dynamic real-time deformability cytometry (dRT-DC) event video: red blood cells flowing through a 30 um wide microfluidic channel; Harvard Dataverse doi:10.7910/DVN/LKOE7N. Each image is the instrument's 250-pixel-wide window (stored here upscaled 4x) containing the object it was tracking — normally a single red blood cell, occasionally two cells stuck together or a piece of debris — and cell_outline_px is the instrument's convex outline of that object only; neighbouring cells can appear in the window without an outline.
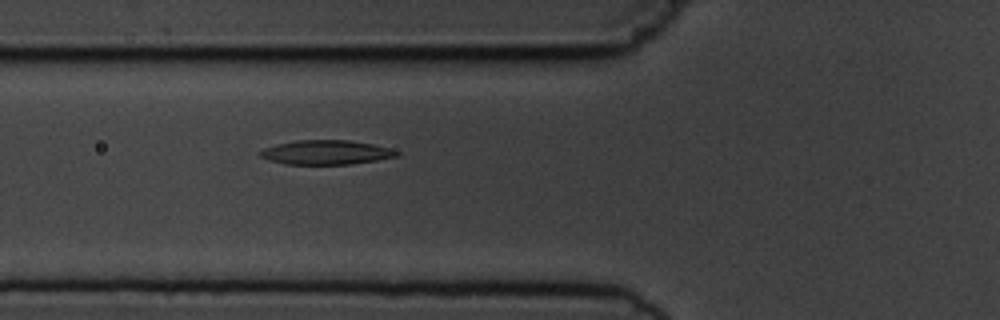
{"species": "common noctule bat (a hibernating species)", "species_latin": "Nyctalus noctula", "temperature_condition": "cold", "stored_images_in_passage": 3, "camera_frame_rate_fps": 3000, "um_per_image_px": 0.085, "animal": {"sex": "male", "body_mass_g": 19.5, "forearm_length_mm": 54.6}, "frame": {"image": 1, "passage_image": 3, "time_ms": 3.0, "image_size_px": [1000, 320], "cell_outline_px": [[400, 156], [352, 164], [284, 164], [268, 160], [260, 156], [256, 152], [264, 148], [276, 144], [296, 140], [348, 140], [372, 144], [388, 148], [400, 152]], "centroid_in_image_um": [27.68, 12.95], "position_along_channel_um": 98.1, "area_um2": 19.42}}